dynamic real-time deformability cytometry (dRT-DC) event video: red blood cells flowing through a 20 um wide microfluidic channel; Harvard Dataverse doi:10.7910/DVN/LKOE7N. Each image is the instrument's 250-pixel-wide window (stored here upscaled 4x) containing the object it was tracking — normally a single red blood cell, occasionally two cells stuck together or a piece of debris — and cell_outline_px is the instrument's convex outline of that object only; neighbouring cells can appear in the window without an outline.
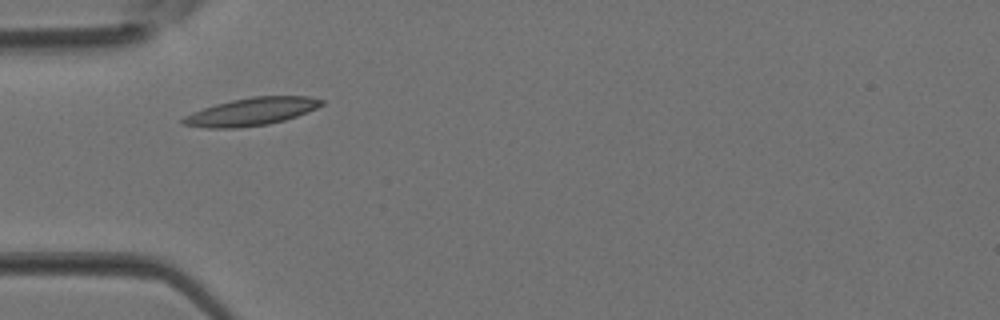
{"species": "Egyptian fruit bat (a non-hibernating species)", "species_latin": "Rousettus aegyptiacus", "temperature_condition": "room temperature", "stored_images_in_passage": 3, "camera_frame_rate_fps": 3000, "um_per_image_px": 0.085, "animal": {"sex": "female"}, "frame": {"image": 1, "passage_image": 2, "time_ms": 0.333, "image_size_px": [1000, 320], "cell_outline_px": [[324, 104], [316, 108], [296, 116], [284, 120], [268, 124], [236, 128], [204, 128], [180, 124], [180, 120], [184, 116], [192, 112], [216, 104], [232, 100], [252, 96], [308, 96], [324, 100]], "centroid_in_image_um": [21.34, 9.49], "position_along_channel_um": 63.7, "area_um2": 22.37}}
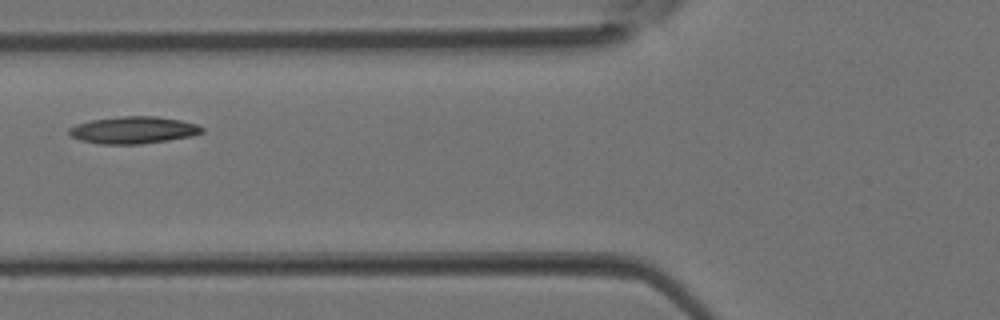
{"frame": {"image": 2, "passage_image": 3, "time_ms": 0.667, "image_size_px": [1000, 320], "cell_outline_px": [[204, 132], [192, 136], [168, 140], [140, 144], [100, 144], [80, 140], [72, 136], [68, 132], [68, 128], [76, 124], [92, 120], [124, 116], [156, 116], [180, 120], [196, 124], [204, 128]], "centroid_in_image_um": [11.34, 11.06], "position_along_channel_um": 114.5, "area_um2": 20.92}}